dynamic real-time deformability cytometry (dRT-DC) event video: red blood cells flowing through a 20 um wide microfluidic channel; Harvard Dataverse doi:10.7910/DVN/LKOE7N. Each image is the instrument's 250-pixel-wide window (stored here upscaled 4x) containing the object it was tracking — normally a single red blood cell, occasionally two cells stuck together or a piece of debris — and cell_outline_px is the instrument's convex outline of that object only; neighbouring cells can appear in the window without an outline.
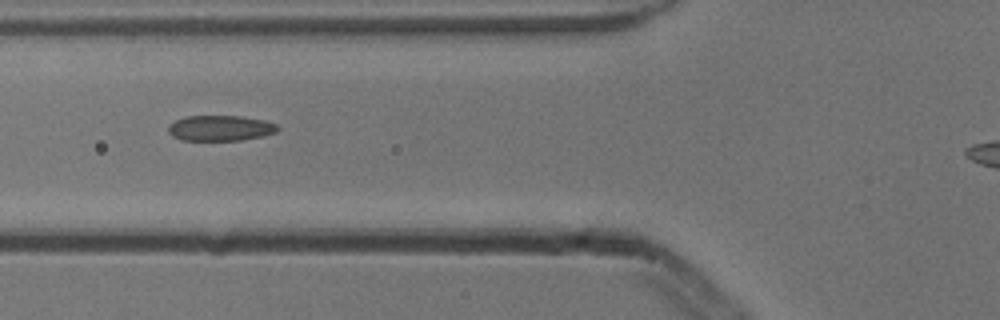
{"species": "common noctule bat (a hibernating species)", "species_latin": "Nyctalus noctula", "temperature_condition": "cold", "stored_images_in_passage": 5, "segment_of_instrument_passage": [1, 2], "camera_frame_rate_fps": 3000, "um_per_image_px": 0.085, "animal": {"sex": "male", "body_mass_g": 13.3}, "frame": {"image": 1, "passage_image": 3, "time_ms": 0.667, "image_size_px": [1000, 320], "cell_outline_px": [[280, 128], [276, 132], [260, 136], [240, 140], [180, 140], [172, 136], [168, 132], [168, 128], [176, 120], [184, 116], [240, 116], [264, 120], [276, 124]], "centroid_in_image_um": [18.72, 10.89], "position_along_channel_um": 107.1, "area_um2": 16.13}}
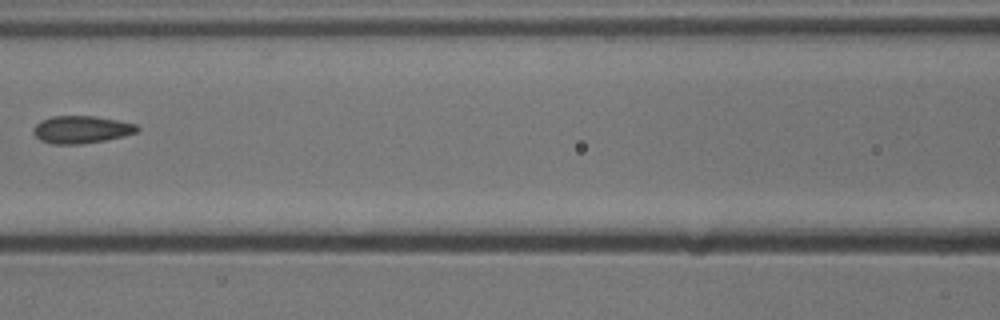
{"frame": {"image": 2, "passage_image": 4, "time_ms": 1.0, "image_size_px": [1000, 320], "cell_outline_px": [[140, 128], [136, 132], [124, 136], [104, 140], [80, 144], [52, 144], [40, 140], [32, 132], [32, 128], [40, 120], [52, 116], [96, 116], [136, 124]], "centroid_in_image_um": [6.88, 11.01], "position_along_channel_um": 159.7, "area_um2": 16.65}}